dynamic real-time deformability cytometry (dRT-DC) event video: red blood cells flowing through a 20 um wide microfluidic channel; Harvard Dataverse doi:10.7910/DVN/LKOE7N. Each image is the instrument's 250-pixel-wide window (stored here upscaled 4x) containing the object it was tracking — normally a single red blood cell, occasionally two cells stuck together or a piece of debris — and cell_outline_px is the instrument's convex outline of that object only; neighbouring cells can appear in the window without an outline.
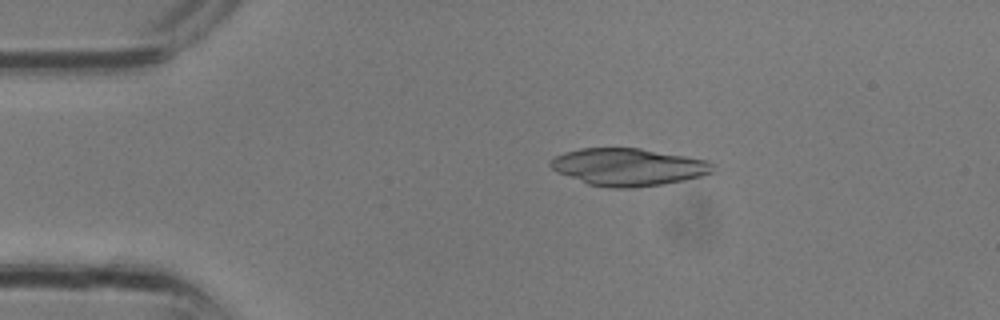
{"species": "common noctule bat (a hibernating species)", "species_latin": "Nyctalus noctula", "temperature_condition": "room temperature", "stored_images_in_passage": 6, "camera_frame_rate_fps": 3000, "um_per_image_px": 0.085, "animal": {"sex": "male", "body_mass_g": 13.3}, "frame": {"image": 1, "passage_image": 1, "time_ms": 0.0, "image_size_px": [1000, 320], "cell_outline_px": [[712, 172], [700, 176], [684, 180], [664, 184], [632, 188], [608, 188], [588, 184], [556, 172], [548, 164], [548, 160], [564, 152], [580, 148], [640, 148], [708, 160], [712, 164]], "centroid_in_image_um": [53.35, 14.2], "position_along_channel_um": 31.7, "area_um2": 35.43}}